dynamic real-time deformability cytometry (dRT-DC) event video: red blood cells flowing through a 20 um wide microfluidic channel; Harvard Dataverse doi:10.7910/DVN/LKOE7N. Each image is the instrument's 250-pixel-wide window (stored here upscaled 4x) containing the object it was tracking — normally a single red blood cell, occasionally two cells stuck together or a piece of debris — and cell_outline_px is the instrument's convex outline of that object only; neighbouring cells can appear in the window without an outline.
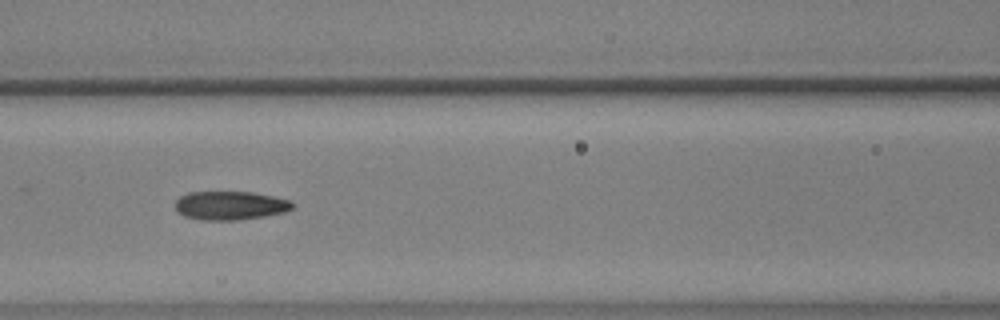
{"species": "common noctule bat (a hibernating species)", "species_latin": "Nyctalus noctula", "temperature_condition": "warm", "stored_images_in_passage": 39, "camera_frame_rate_fps": 3000, "um_per_image_px": 0.085, "animal": {"sex": "male", "body_mass_g": 17.9, "forearm_length_mm": 54.2}, "frame": {"image": 1, "passage_image": 8, "time_ms": 2.333, "image_size_px": [1000, 320], "cell_outline_px": [[292, 208], [284, 212], [264, 216], [236, 220], [200, 220], [184, 216], [176, 212], [176, 200], [180, 196], [188, 192], [252, 192], [292, 200]], "centroid_in_image_um": [19.53, 17.47], "position_along_channel_um": 147.1, "area_um2": 19.59}}
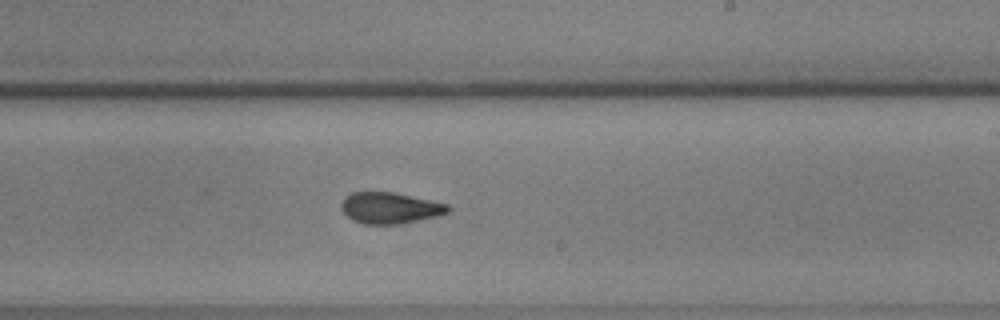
{"frame": {"image": 2, "passage_image": 17, "time_ms": 5.333, "image_size_px": [1000, 320], "cell_outline_px": [[452, 208], [448, 212], [440, 216], [400, 224], [364, 224], [352, 220], [340, 208], [340, 204], [352, 192], [392, 192], [448, 204]], "centroid_in_image_um": [33.18, 17.69], "position_along_channel_um": 255.8, "area_um2": 19.36}}
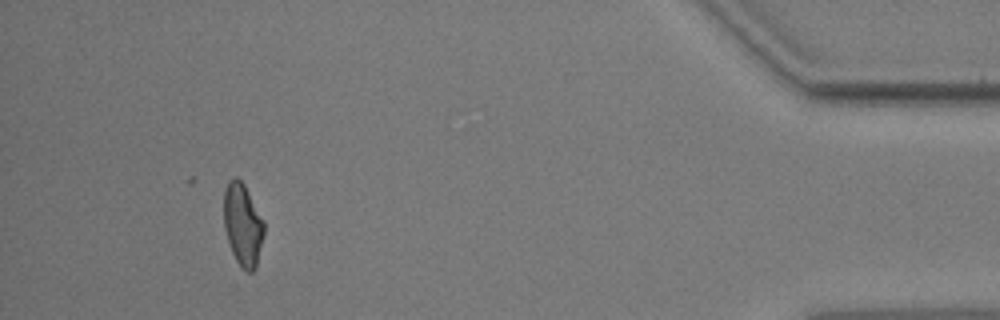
{"frame": {"image": 3, "passage_image": 35, "time_ms": 11.333, "image_size_px": [1000, 320], "cell_outline_px": [[264, 236], [256, 268], [252, 272], [248, 272], [236, 260], [232, 252], [224, 228], [224, 188], [228, 180], [232, 176], [236, 176], [244, 184], [264, 220]], "centroid_in_image_um": [20.64, 19.06], "position_along_channel_um": 414.6, "area_um2": 19.42}, "authors_computed_cell_mechanics": {"area_um2": 19.4786, "velocity_mm_per_s": 3.6347, "shape_relaxation_time_tau1_ms": 5.0753, "shape_relaxation_time_tau2_ms": 1.8787, "deformation_change_tau1": 0.1863, "deformation_change_tau2": 0.0955}}